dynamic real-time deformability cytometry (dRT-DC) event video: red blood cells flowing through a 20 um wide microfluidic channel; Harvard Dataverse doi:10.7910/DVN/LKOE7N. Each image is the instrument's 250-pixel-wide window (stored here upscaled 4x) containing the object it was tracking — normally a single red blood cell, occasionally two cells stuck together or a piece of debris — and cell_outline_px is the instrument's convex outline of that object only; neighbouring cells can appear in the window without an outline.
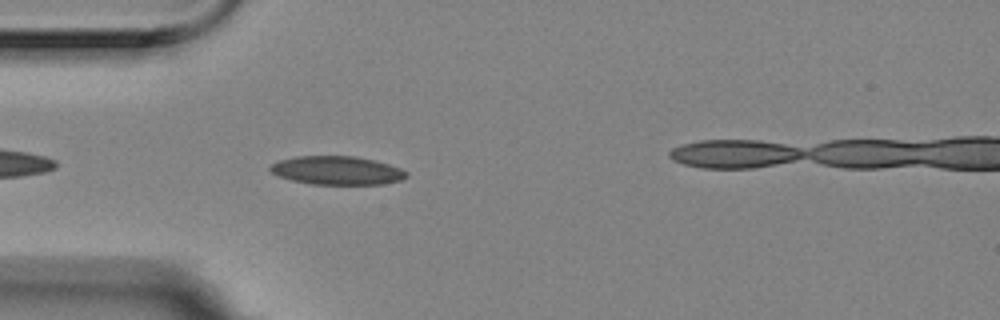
{"species": "Egyptian fruit bat (a non-hibernating species)", "species_latin": "Rousettus aegyptiacus", "temperature_condition": "room temperature", "stored_images_in_passage": 4, "segment_of_instrument_passage": [1, 2], "camera_frame_rate_fps": 3000, "um_per_image_px": 0.085, "animal": {"sex": "female"}, "frame": {"image": 1, "passage_image": 3, "time_ms": 0.667, "image_size_px": [1000, 320], "cell_outline_px": [[408, 176], [400, 180], [384, 184], [312, 184], [292, 180], [280, 176], [272, 172], [268, 168], [272, 164], [280, 160], [296, 156], [356, 156], [388, 164], [400, 168], [408, 172]], "centroid_in_image_um": [28.66, 14.48], "position_along_channel_um": 56.3, "area_um2": 22.48}}